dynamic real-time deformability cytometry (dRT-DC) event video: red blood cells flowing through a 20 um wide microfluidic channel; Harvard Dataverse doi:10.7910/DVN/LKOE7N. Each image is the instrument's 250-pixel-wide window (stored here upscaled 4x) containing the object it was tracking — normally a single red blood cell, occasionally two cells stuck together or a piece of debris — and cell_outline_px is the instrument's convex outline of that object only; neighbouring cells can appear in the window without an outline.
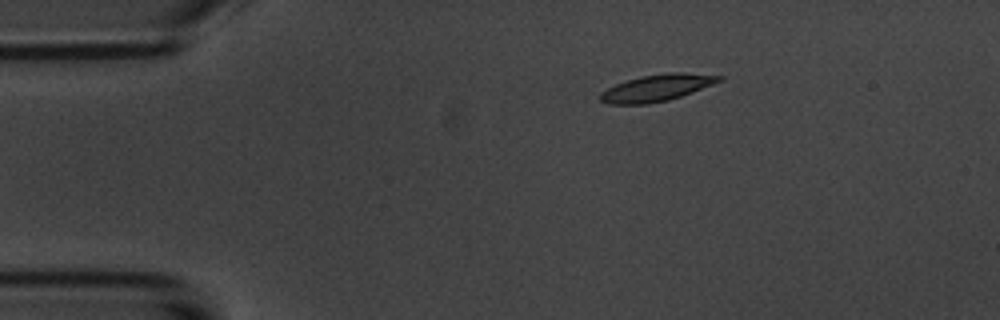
{"species": "common noctule bat (a hibernating species)", "species_latin": "Nyctalus noctula", "temperature_condition": "room temperature", "stored_images_in_passage": 6, "camera_frame_rate_fps": 3000, "um_per_image_px": 0.085, "animal": {"sex": "male", "body_mass_g": 20.1, "forearm_length_mm": 53.5}, "frame": {"image": 1, "passage_image": 3, "time_ms": 2.333, "image_size_px": [1000, 320], "cell_outline_px": [[724, 80], [692, 92], [668, 100], [648, 104], [608, 104], [600, 100], [600, 92], [616, 84], [640, 76], [668, 72], [684, 72], [724, 76]], "centroid_in_image_um": [55.85, 7.46], "position_along_channel_um": 29.2, "area_um2": 18.5}}
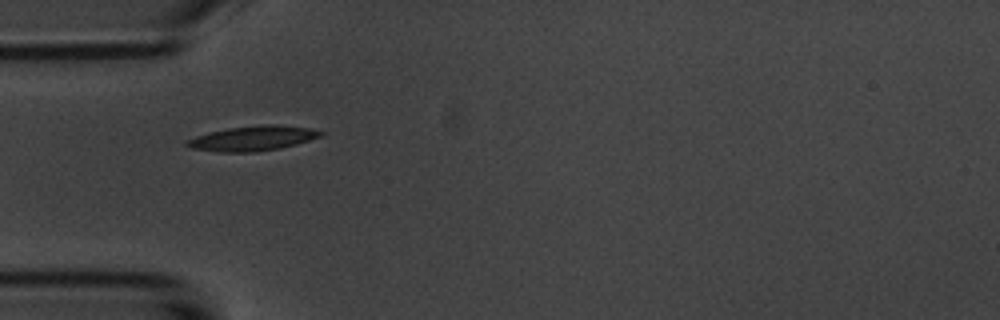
{"frame": {"image": 2, "passage_image": 5, "time_ms": 4.667, "image_size_px": [1000, 320], "cell_outline_px": [[328, 132], [320, 136], [296, 144], [280, 148], [252, 152], [220, 152], [192, 148], [184, 144], [184, 140], [208, 132], [228, 128], [260, 124], [276, 124], [312, 128]], "centroid_in_image_um": [21.49, 11.74], "position_along_channel_um": 63.5, "area_um2": 19.54}}